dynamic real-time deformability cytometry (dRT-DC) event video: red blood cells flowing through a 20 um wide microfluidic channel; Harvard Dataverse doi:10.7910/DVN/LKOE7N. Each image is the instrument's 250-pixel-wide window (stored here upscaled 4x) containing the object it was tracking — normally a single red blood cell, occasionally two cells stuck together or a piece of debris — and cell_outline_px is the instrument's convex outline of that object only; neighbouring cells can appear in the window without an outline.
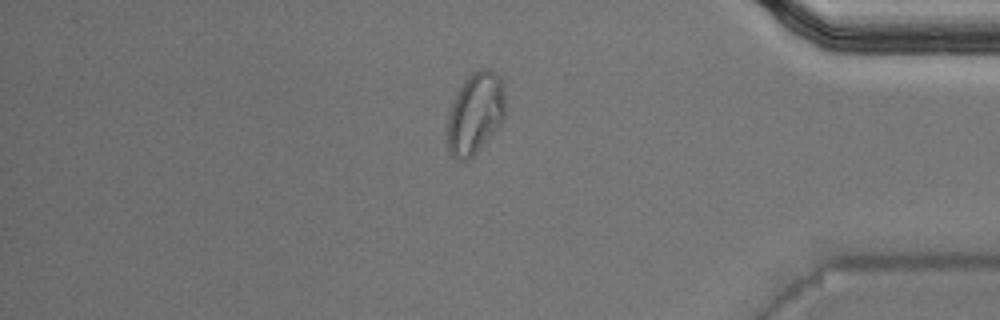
{"species": "Egyptian fruit bat (a non-hibernating species)", "species_latin": "Rousettus aegyptiacus", "temperature_condition": "warm", "stored_images_in_passage": 50, "camera_frame_rate_fps": 3000, "um_per_image_px": 0.085, "animal": {"sex": "male"}, "frame": {"image": 1, "passage_image": 43, "time_ms": 14.0, "image_size_px": [1000, 320], "cell_outline_px": [[504, 120], [476, 152], [468, 160], [456, 160], [452, 156], [448, 148], [448, 112], [464, 80], [472, 72], [480, 68], [488, 68], [496, 72], [500, 76], [504, 84]], "centroid_in_image_um": [40.41, 9.6], "position_along_channel_um": 394.8, "area_um2": 27.4}, "authors_computed_cell_mechanics": {"area_um2": 18.3226, "velocity_mm_per_s": 4.0199, "shape_relaxation_time_tau1_ms": null, "shape_relaxation_time_tau2_ms": 1.8234, "deformation_change_tau1": null, "deformation_change_tau2": 0.0475}}